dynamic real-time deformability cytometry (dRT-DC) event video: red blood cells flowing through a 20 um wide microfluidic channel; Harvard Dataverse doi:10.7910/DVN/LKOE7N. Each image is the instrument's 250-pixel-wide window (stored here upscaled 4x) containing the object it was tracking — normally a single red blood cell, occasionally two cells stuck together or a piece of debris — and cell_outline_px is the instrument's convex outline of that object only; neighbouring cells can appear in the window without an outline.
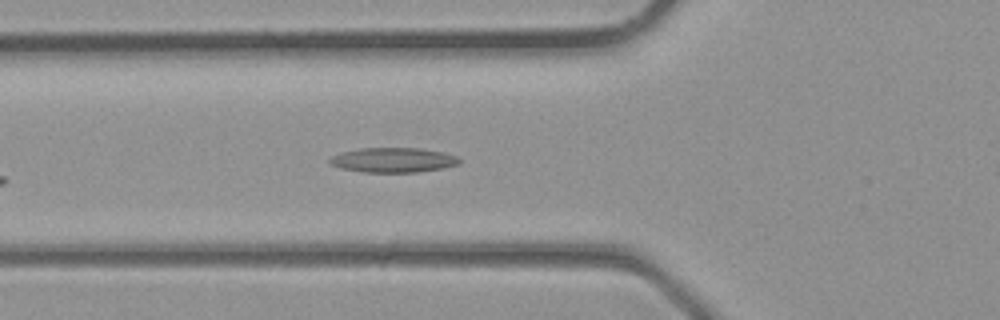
{"species": "common noctule bat (a hibernating species)", "species_latin": "Nyctalus noctula", "temperature_condition": "room temperature", "stored_images_in_passage": 3, "segment_of_instrument_passage": [1, 2], "camera_frame_rate_fps": 3000, "um_per_image_px": 0.085, "animal": {"sex": "male", "body_mass_g": 23.1, "forearm_length_mm": 52.7}, "frame": {"image": 1, "passage_image": 2, "time_ms": 0.333, "image_size_px": [1000, 320], "cell_outline_px": [[460, 164], [444, 168], [416, 172], [364, 172], [340, 168], [328, 164], [328, 160], [332, 156], [340, 152], [360, 148], [420, 148], [444, 152], [456, 156], [460, 160]], "centroid_in_image_um": [33.4, 13.6], "position_along_channel_um": 92.4, "area_um2": 18.84}}